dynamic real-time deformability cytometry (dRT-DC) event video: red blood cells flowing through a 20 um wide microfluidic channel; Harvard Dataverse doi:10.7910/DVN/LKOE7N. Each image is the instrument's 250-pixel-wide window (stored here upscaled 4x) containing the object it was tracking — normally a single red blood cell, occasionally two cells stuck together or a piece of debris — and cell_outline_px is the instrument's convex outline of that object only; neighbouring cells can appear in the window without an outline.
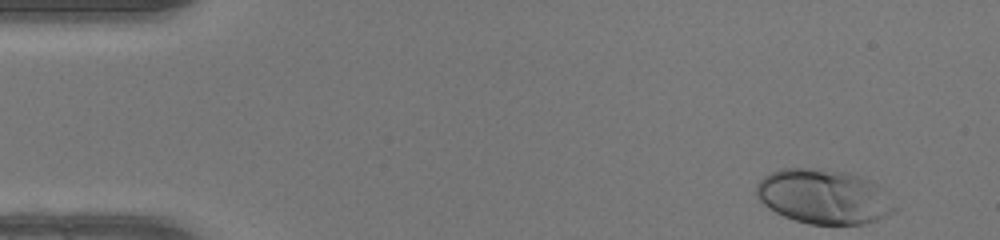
{"species": "human", "species_latin": "Homo sapiens", "temperature_condition": "warm", "stored_images_in_passage": 46, "camera_frame_rate_fps": 3000, "um_per_image_px": 0.085, "donor": {"sex": "female"}, "frame": {"image": 1, "passage_image": 1, "time_ms": 0.0, "image_size_px": [1000, 240], "cell_outline_px": [[896, 212], [876, 220], [864, 224], [808, 224], [784, 216], [768, 208], [756, 196], [756, 184], [764, 176], [780, 168], [808, 168], [848, 172], [860, 176], [876, 184], [896, 208]], "centroid_in_image_um": [69.98, 16.71], "position_along_channel_um": 15.0, "area_um2": 43.64}}
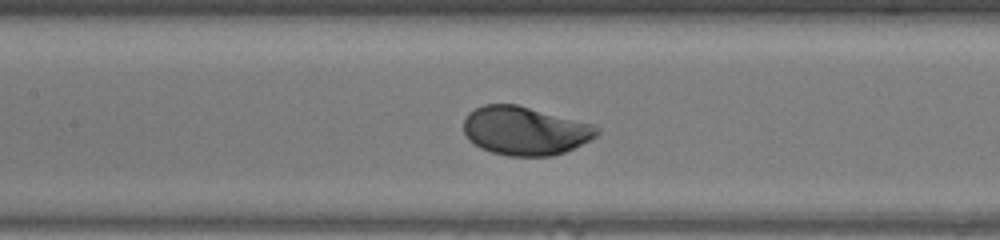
{"frame": {"image": 2, "passage_image": 20, "time_ms": 6.333, "image_size_px": [1000, 240], "cell_outline_px": [[600, 132], [596, 136], [564, 152], [552, 156], [508, 156], [492, 152], [480, 148], [468, 140], [464, 132], [464, 120], [468, 112], [484, 104], [516, 104], [596, 124], [600, 128]], "centroid_in_image_um": [44.62, 11.11], "position_along_channel_um": 162.8, "area_um2": 37.92}}
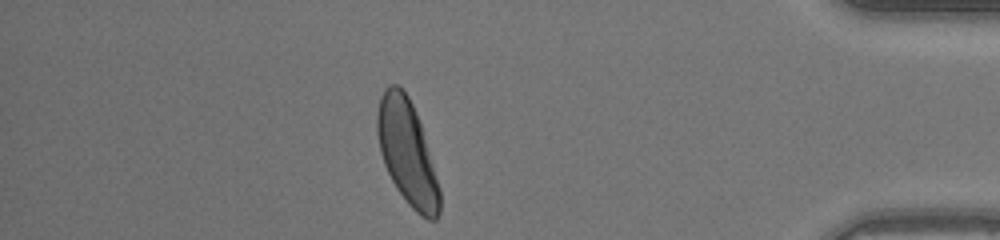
{"frame": {"image": 3, "passage_image": 40, "time_ms": 13.0, "image_size_px": [1000, 240], "cell_outline_px": [[440, 212], [436, 220], [428, 220], [420, 216], [408, 204], [396, 188], [384, 164], [380, 152], [376, 132], [376, 112], [380, 96], [384, 88], [388, 84], [396, 84], [408, 96], [416, 112], [420, 124], [440, 188]], "centroid_in_image_um": [34.58, 12.97], "position_along_channel_um": 400.6, "area_um2": 37.92}, "authors_computed_cell_mechanics": {"area_um2": 37.4833, "velocity_mm_per_s": 4.2027, "shape_relaxation_time_tau1_ms": 1.7863, "shape_relaxation_time_tau2_ms": null, "deformation_change_tau1": 0.1498, "deformation_change_tau2": null}}